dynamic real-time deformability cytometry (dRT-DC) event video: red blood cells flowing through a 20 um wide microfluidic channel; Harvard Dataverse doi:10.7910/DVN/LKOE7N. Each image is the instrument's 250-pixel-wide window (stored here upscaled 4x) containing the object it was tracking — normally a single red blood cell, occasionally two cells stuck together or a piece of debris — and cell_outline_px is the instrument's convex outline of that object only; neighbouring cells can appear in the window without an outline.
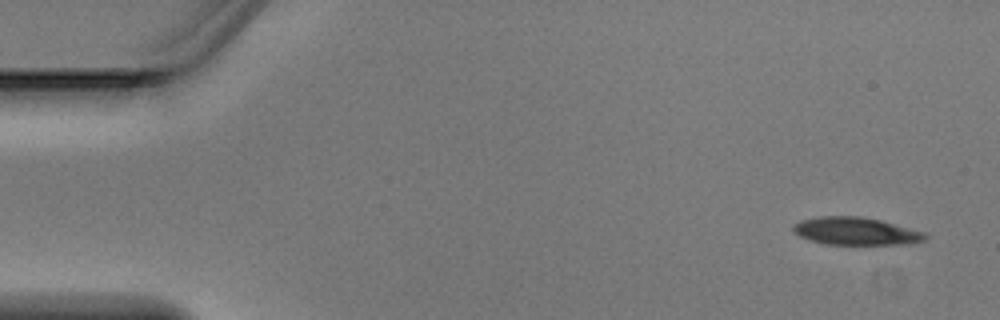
{"species": "Egyptian fruit bat (a non-hibernating species)", "species_latin": "Rousettus aegyptiacus", "temperature_condition": "warm", "stored_images_in_passage": 5, "segment_of_instrument_passage": [1, 2], "camera_frame_rate_fps": 3000, "um_per_image_px": 0.085, "animal": {"sex": "male"}, "frame": {"image": 1, "passage_image": 1, "time_ms": 0.0, "image_size_px": [1000, 320], "cell_outline_px": [[928, 236], [924, 240], [908, 244], [824, 244], [808, 240], [800, 236], [792, 228], [800, 220], [820, 216], [860, 216], [880, 220], [924, 232]], "centroid_in_image_um": [72.74, 19.65], "position_along_channel_um": 12.3, "area_um2": 21.1}}
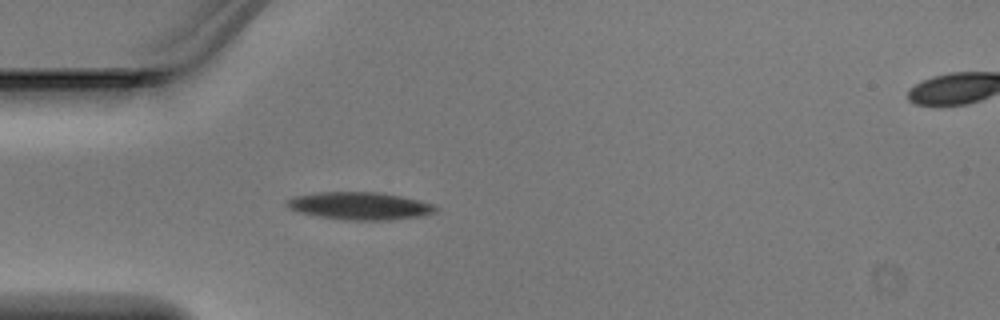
{"frame": {"image": 2, "passage_image": 4, "time_ms": 1.0, "image_size_px": [1000, 320], "cell_outline_px": [[440, 208], [436, 212], [424, 216], [388, 220], [348, 220], [320, 216], [300, 212], [292, 208], [288, 204], [288, 200], [296, 196], [320, 192], [380, 192], [400, 196], [432, 204]], "centroid_in_image_um": [30.68, 17.5], "position_along_channel_um": 54.3, "area_um2": 23.52}}